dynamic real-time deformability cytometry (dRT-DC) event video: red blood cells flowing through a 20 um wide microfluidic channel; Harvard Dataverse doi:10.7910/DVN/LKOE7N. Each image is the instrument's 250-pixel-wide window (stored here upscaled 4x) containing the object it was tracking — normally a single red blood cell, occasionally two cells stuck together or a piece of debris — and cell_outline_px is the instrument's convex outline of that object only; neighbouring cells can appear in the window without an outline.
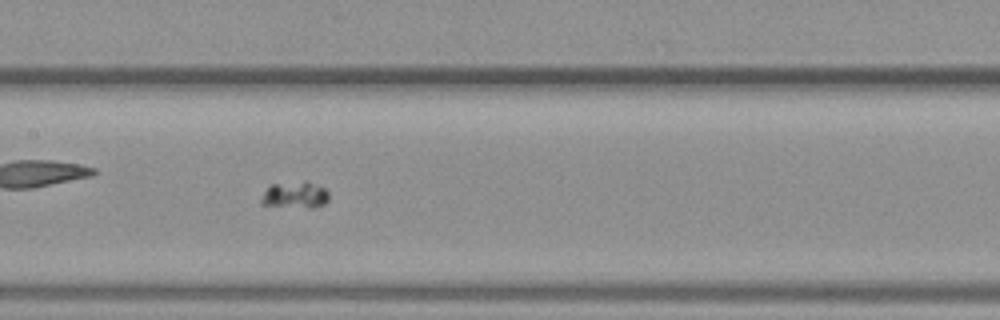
{"species": "common noctule bat (a hibernating species)", "species_latin": "Nyctalus noctula", "temperature_condition": "warm", "stored_images_in_passage": 50, "camera_frame_rate_fps": 3000, "um_per_image_px": 0.085, "animal": {"sex": "female", "body_mass_g": 19.3, "forearm_length_mm": 54.1}, "frame": {"image": 1, "passage_image": 24, "time_ms": 7.667, "image_size_px": [1000, 320], "cell_outline_px": [[328, 200], [324, 204], [316, 208], [308, 208], [260, 204], [260, 200], [264, 192], [272, 184], [304, 180], [308, 180], [324, 188], [328, 192]], "centroid_in_image_um": [25.11, 16.56], "position_along_channel_um": 182.3, "area_um2": 10.64}}
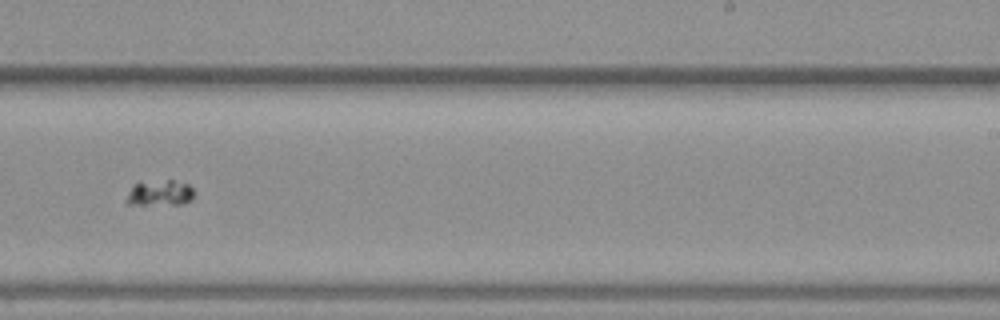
{"frame": {"image": 2, "passage_image": 31, "time_ms": 10.0, "image_size_px": [1000, 320], "cell_outline_px": [[192, 200], [184, 204], [124, 204], [124, 200], [132, 184], [168, 180], [172, 180], [188, 184], [192, 188]], "centroid_in_image_um": [13.55, 16.42], "position_along_channel_um": 275.5, "area_um2": 10.06}}
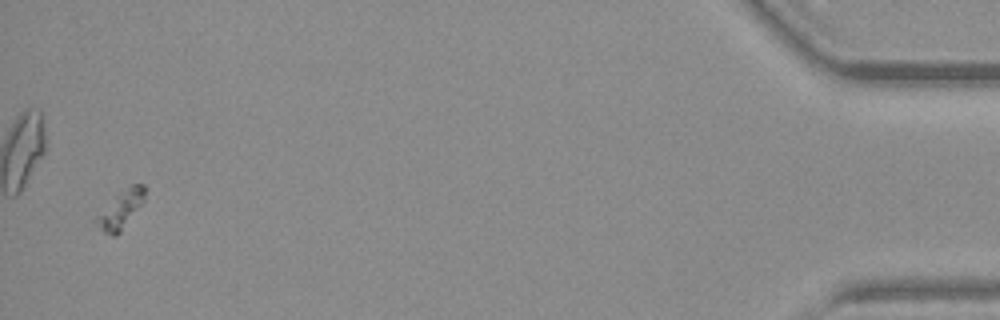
{"frame": {"image": 3, "passage_image": 49, "time_ms": 16.0, "image_size_px": [1000, 320], "cell_outline_px": [[144, 200], [120, 232], [116, 236], [112, 236], [104, 232], [100, 228], [96, 220], [96, 216], [120, 192], [132, 184], [144, 184]], "centroid_in_image_um": [10.27, 17.82], "position_along_channel_um": 424.9, "area_um2": 10.06}}